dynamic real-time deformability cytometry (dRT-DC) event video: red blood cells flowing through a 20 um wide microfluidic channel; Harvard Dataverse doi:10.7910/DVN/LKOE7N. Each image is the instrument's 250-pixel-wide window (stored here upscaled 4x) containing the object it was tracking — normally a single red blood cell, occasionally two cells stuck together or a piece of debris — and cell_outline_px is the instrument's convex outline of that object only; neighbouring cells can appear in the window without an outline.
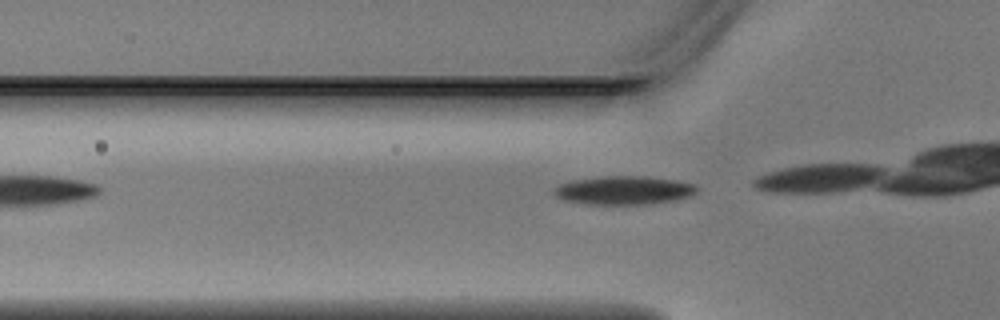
{"species": "Egyptian fruit bat (a non-hibernating species)", "species_latin": "Rousettus aegyptiacus", "temperature_condition": "warm", "stored_images_in_passage": 5, "camera_frame_rate_fps": 3000, "um_per_image_px": 0.085, "animal": {"sex": "male"}, "frame": {"image": 1, "passage_image": 3, "time_ms": 0.667, "image_size_px": [1000, 320], "cell_outline_px": [[696, 192], [692, 196], [676, 200], [648, 204], [588, 204], [564, 200], [556, 196], [552, 192], [552, 188], [560, 184], [572, 180], [600, 176], [648, 176], [676, 180], [696, 184]], "centroid_in_image_um": [53.03, 16.17], "position_along_channel_um": 72.8, "area_um2": 23.99}}